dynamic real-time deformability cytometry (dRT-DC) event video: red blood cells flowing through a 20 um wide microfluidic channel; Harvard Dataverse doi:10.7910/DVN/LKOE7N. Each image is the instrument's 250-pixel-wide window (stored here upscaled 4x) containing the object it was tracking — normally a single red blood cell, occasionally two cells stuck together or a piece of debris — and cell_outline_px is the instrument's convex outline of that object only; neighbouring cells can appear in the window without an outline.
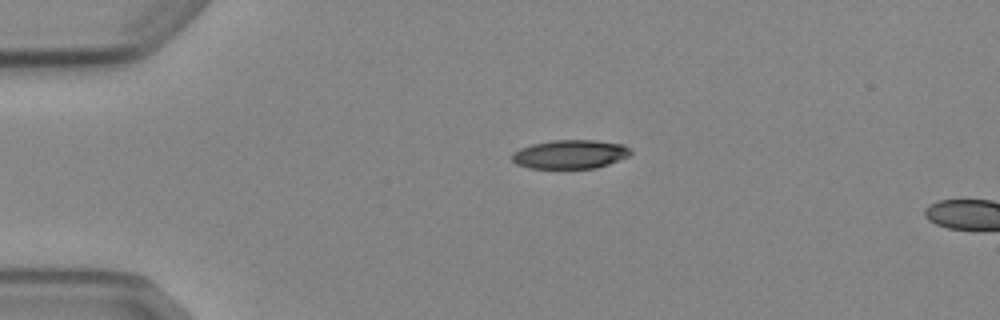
{"species": "Egyptian fruit bat (a non-hibernating species)", "species_latin": "Rousettus aegyptiacus", "temperature_condition": "cold", "stored_images_in_passage": 2, "camera_frame_rate_fps": 3000, "um_per_image_px": 0.085, "animal": {"sex": "female"}, "frame": {"image": 1, "passage_image": 1, "time_ms": 0.0, "image_size_px": [1000, 320], "cell_outline_px": [[632, 152], [628, 156], [608, 164], [596, 168], [528, 168], [516, 164], [512, 160], [512, 152], [520, 148], [532, 144], [552, 140], [596, 140], [624, 144]], "centroid_in_image_um": [48.44, 13.11], "position_along_channel_um": 36.6, "area_um2": 19.94}}